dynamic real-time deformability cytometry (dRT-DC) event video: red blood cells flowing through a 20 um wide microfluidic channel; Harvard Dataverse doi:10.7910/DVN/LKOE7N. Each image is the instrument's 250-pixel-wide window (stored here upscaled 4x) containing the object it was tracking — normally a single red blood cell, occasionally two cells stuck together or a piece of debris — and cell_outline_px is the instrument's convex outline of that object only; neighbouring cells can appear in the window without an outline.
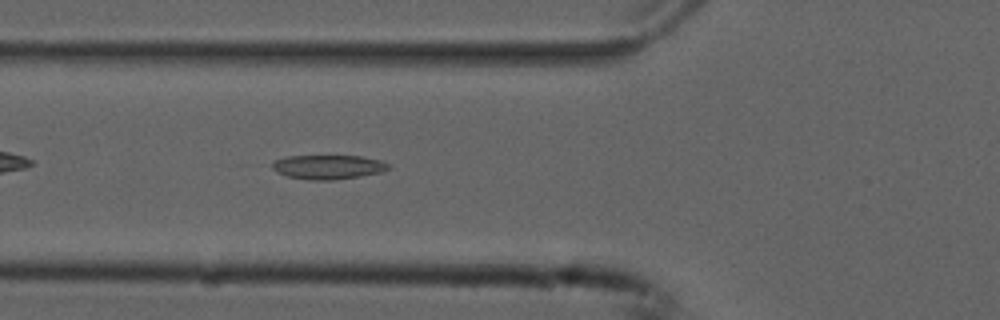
{"species": "common noctule bat (a hibernating species)", "species_latin": "Nyctalus noctula", "temperature_condition": "cold", "stored_images_in_passage": 36, "camera_frame_rate_fps": 3000, "um_per_image_px": 0.085, "animal": {"sex": "male", "forearm_length_mm": 52.5}, "frame": {"image": 1, "passage_image": 7, "time_ms": 2.0, "image_size_px": [1000, 320], "cell_outline_px": [[392, 168], [380, 172], [360, 176], [332, 180], [308, 180], [288, 176], [276, 172], [272, 168], [272, 164], [276, 160], [288, 156], [360, 156], [380, 160], [392, 164]], "centroid_in_image_um": [27.93, 14.19], "position_along_channel_um": 97.9, "area_um2": 16.42}}
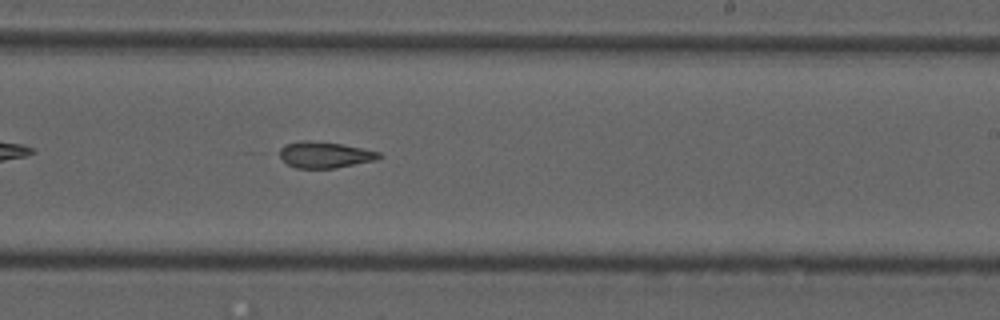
{"frame": {"image": 2, "passage_image": 20, "time_ms": 6.333, "image_size_px": [1000, 320], "cell_outline_px": [[384, 156], [376, 160], [336, 168], [296, 168], [288, 164], [280, 156], [280, 148], [284, 144], [300, 140], [308, 140], [340, 144], [380, 152]], "centroid_in_image_um": [27.61, 13.16], "position_along_channel_um": 261.4, "area_um2": 15.14}}
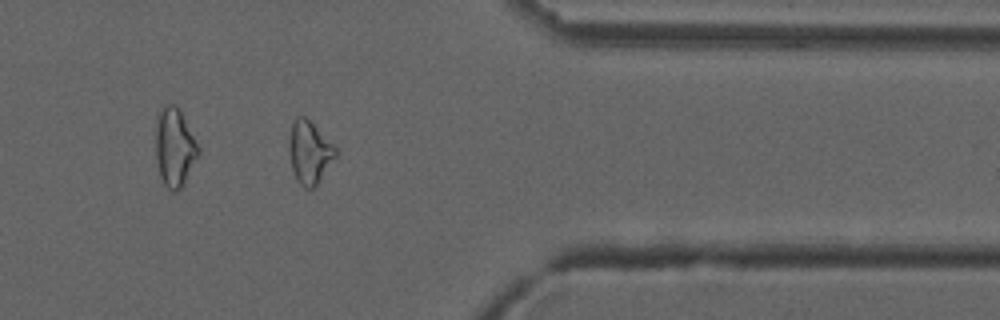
{"frame": {"image": 3, "passage_image": 31, "time_ms": 10.0, "image_size_px": [1000, 320], "cell_outline_px": [[340, 152], [316, 184], [312, 188], [304, 188], [296, 180], [292, 168], [288, 152], [288, 144], [292, 124], [296, 116], [304, 116]], "centroid_in_image_um": [26.29, 12.96], "position_along_channel_um": 385.1, "area_um2": 16.76}}